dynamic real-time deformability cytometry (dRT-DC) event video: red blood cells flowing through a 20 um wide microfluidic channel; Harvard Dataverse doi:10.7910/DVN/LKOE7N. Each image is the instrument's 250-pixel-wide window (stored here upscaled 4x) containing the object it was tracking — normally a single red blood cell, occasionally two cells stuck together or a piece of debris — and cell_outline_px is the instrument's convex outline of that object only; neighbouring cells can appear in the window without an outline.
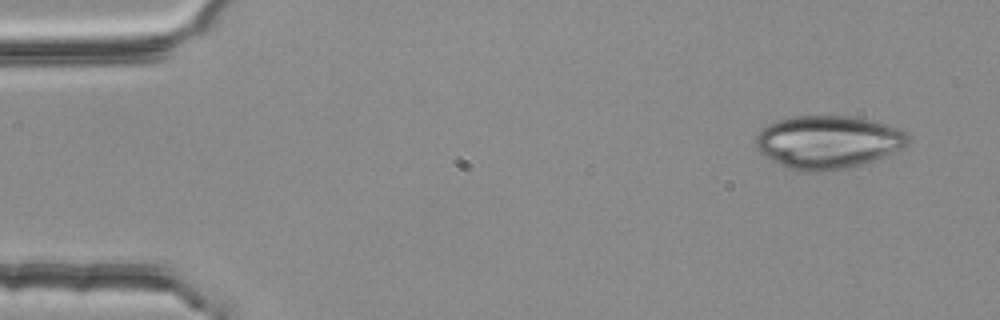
{"species": "common noctule bat (a hibernating species)", "species_latin": "Nyctalus noctula", "temperature_condition": "room temperature", "stored_images_in_passage": 3, "camera_frame_rate_fps": 3000, "um_per_image_px": 0.085, "animal": {"sex": "female", "body_mass_g": 25.1}, "frame": {"image": 1, "passage_image": 1, "time_ms": 0.0, "image_size_px": [1000, 320], "cell_outline_px": [[908, 140], [904, 148], [888, 156], [876, 160], [848, 168], [832, 172], [800, 172], [788, 168], [780, 164], [760, 152], [756, 148], [756, 136], [768, 124], [792, 116], [852, 116], [872, 120], [904, 128], [908, 136]], "centroid_in_image_um": [70.45, 12.09], "position_along_channel_um": 14.6, "area_um2": 47.63}}